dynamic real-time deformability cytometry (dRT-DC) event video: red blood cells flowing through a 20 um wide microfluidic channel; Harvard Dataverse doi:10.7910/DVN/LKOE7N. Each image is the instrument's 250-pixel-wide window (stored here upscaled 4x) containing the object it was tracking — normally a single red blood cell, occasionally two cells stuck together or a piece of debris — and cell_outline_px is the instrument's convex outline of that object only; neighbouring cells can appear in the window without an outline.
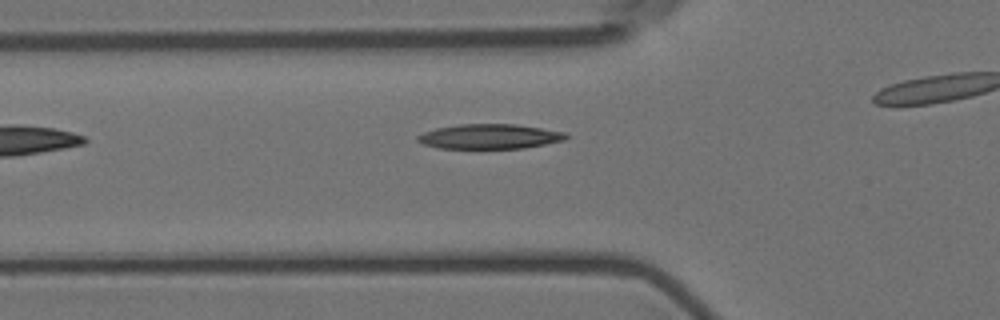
{"species": "Egyptian fruit bat (a non-hibernating species)", "species_latin": "Rousettus aegyptiacus", "temperature_condition": "room temperature", "stored_images_in_passage": 5, "segment_of_instrument_passage": [1, 2], "camera_frame_rate_fps": 3000, "um_per_image_px": 0.085, "animal": {"sex": "female"}, "frame": {"image": 1, "passage_image": 4, "time_ms": 3.667, "image_size_px": [1000, 320], "cell_outline_px": [[568, 136], [564, 140], [524, 148], [436, 148], [424, 144], [416, 140], [416, 136], [424, 132], [436, 128], [460, 124], [516, 124], [564, 132]], "centroid_in_image_um": [41.58, 11.6], "position_along_channel_um": 84.2, "area_um2": 21.27}}